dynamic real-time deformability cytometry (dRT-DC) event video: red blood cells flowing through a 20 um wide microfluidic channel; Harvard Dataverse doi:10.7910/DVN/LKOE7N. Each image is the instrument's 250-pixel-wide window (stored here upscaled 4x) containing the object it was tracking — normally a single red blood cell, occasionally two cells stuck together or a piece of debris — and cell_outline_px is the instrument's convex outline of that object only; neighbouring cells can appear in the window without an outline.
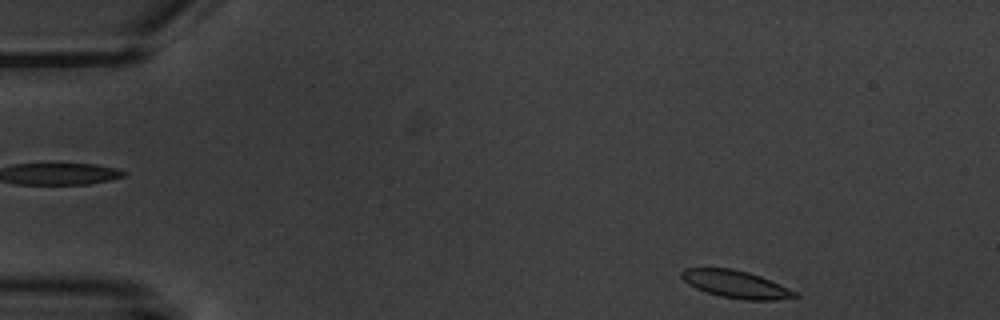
{"species": "common noctule bat (a hibernating species)", "species_latin": "Nyctalus noctula", "temperature_condition": "warm", "stored_images_in_passage": 4, "segment_of_instrument_passage": [2, 2], "camera_frame_rate_fps": 3000, "um_per_image_px": 0.085, "animal": {"sex": "male", "body_mass_g": 20.1, "forearm_length_mm": 53.5}, "frame": {"image": 1, "passage_image": 4, "time_ms": 3.333, "image_size_px": [1000, 320], "cell_outline_px": [[800, 296], [776, 300], [744, 300], [720, 296], [696, 288], [688, 284], [680, 276], [680, 272], [684, 268], [732, 268], [748, 272], [760, 276], [788, 288], [796, 292]], "centroid_in_image_um": [62.53, 24.16], "position_along_channel_um": 22.5, "area_um2": 18.03}}